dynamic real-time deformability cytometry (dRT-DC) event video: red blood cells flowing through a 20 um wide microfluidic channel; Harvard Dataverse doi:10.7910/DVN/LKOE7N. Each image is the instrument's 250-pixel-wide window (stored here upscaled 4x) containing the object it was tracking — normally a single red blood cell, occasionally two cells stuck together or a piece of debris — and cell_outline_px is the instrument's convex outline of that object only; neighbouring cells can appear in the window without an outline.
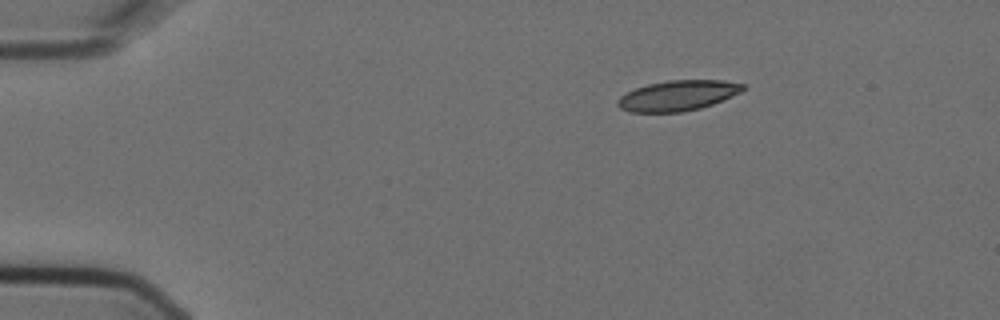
{"species": "Egyptian fruit bat (a non-hibernating species)", "species_latin": "Rousettus aegyptiacus", "temperature_condition": "cold", "stored_images_in_passage": 4, "camera_frame_rate_fps": 3000, "um_per_image_px": 0.085, "animal": {"sex": "female"}, "frame": {"image": 1, "passage_image": 1, "time_ms": 0.0, "image_size_px": [1000, 320], "cell_outline_px": [[744, 88], [740, 92], [712, 104], [700, 108], [680, 112], [628, 112], [620, 108], [616, 104], [616, 100], [620, 96], [636, 88], [648, 84], [668, 80], [724, 80], [744, 84]], "centroid_in_image_um": [57.57, 8.12], "position_along_channel_um": 27.4, "area_um2": 22.02}}